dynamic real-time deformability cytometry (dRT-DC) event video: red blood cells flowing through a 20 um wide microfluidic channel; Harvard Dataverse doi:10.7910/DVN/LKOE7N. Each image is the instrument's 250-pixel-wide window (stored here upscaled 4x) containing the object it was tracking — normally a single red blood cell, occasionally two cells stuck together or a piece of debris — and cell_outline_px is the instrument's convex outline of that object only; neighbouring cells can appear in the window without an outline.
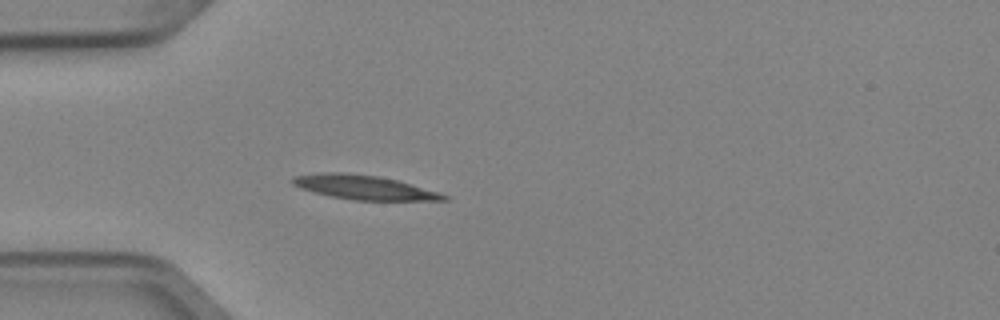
{"species": "Egyptian fruit bat (a non-hibernating species)", "species_latin": "Rousettus aegyptiacus", "temperature_condition": "cold", "stored_images_in_passage": 5, "camera_frame_rate_fps": 3000, "um_per_image_px": 0.085, "animal": {"sex": "female"}, "frame": {"image": 1, "passage_image": 5, "time_ms": 1.333, "image_size_px": [1000, 320], "cell_outline_px": [[448, 200], [352, 200], [332, 196], [300, 188], [292, 184], [292, 176], [320, 172], [344, 172], [376, 176], [396, 180], [440, 192], [448, 196]], "centroid_in_image_um": [30.92, 15.92], "position_along_channel_um": 54.1, "area_um2": 21.15}}